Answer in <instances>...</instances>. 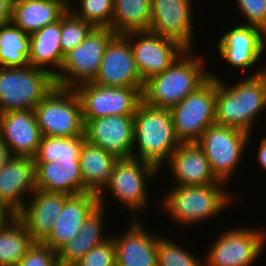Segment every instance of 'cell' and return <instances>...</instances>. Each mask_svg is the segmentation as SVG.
<instances>
[{
    "mask_svg": "<svg viewBox=\"0 0 266 266\" xmlns=\"http://www.w3.org/2000/svg\"><path fill=\"white\" fill-rule=\"evenodd\" d=\"M193 52L185 50L165 71L144 82L142 101L145 104L171 109L210 77L204 57Z\"/></svg>",
    "mask_w": 266,
    "mask_h": 266,
    "instance_id": "cell-1",
    "label": "cell"
},
{
    "mask_svg": "<svg viewBox=\"0 0 266 266\" xmlns=\"http://www.w3.org/2000/svg\"><path fill=\"white\" fill-rule=\"evenodd\" d=\"M92 82L105 87L144 86L125 35L116 34L107 44L98 74Z\"/></svg>",
    "mask_w": 266,
    "mask_h": 266,
    "instance_id": "cell-15",
    "label": "cell"
},
{
    "mask_svg": "<svg viewBox=\"0 0 266 266\" xmlns=\"http://www.w3.org/2000/svg\"><path fill=\"white\" fill-rule=\"evenodd\" d=\"M60 3H62L68 10H70L72 8V4L75 2H77L78 0H58ZM73 1V2H71Z\"/></svg>",
    "mask_w": 266,
    "mask_h": 266,
    "instance_id": "cell-44",
    "label": "cell"
},
{
    "mask_svg": "<svg viewBox=\"0 0 266 266\" xmlns=\"http://www.w3.org/2000/svg\"><path fill=\"white\" fill-rule=\"evenodd\" d=\"M118 158L87 140L81 149L79 163L84 193L99 194L111 180Z\"/></svg>",
    "mask_w": 266,
    "mask_h": 266,
    "instance_id": "cell-26",
    "label": "cell"
},
{
    "mask_svg": "<svg viewBox=\"0 0 266 266\" xmlns=\"http://www.w3.org/2000/svg\"><path fill=\"white\" fill-rule=\"evenodd\" d=\"M16 215L0 202V229L11 221Z\"/></svg>",
    "mask_w": 266,
    "mask_h": 266,
    "instance_id": "cell-43",
    "label": "cell"
},
{
    "mask_svg": "<svg viewBox=\"0 0 266 266\" xmlns=\"http://www.w3.org/2000/svg\"><path fill=\"white\" fill-rule=\"evenodd\" d=\"M167 163L174 182L176 181L174 185L207 186L220 182L197 143H181Z\"/></svg>",
    "mask_w": 266,
    "mask_h": 266,
    "instance_id": "cell-22",
    "label": "cell"
},
{
    "mask_svg": "<svg viewBox=\"0 0 266 266\" xmlns=\"http://www.w3.org/2000/svg\"><path fill=\"white\" fill-rule=\"evenodd\" d=\"M159 174L160 171L156 167L138 158H118L111 180L98 194L100 206H105L104 197L109 191L118 202L130 209L131 213L141 214L139 210H145L150 204L146 184Z\"/></svg>",
    "mask_w": 266,
    "mask_h": 266,
    "instance_id": "cell-6",
    "label": "cell"
},
{
    "mask_svg": "<svg viewBox=\"0 0 266 266\" xmlns=\"http://www.w3.org/2000/svg\"><path fill=\"white\" fill-rule=\"evenodd\" d=\"M67 10L58 0L13 1L10 22L23 32L31 34L59 21Z\"/></svg>",
    "mask_w": 266,
    "mask_h": 266,
    "instance_id": "cell-23",
    "label": "cell"
},
{
    "mask_svg": "<svg viewBox=\"0 0 266 266\" xmlns=\"http://www.w3.org/2000/svg\"><path fill=\"white\" fill-rule=\"evenodd\" d=\"M73 266H116V249L110 237L99 246L93 247Z\"/></svg>",
    "mask_w": 266,
    "mask_h": 266,
    "instance_id": "cell-37",
    "label": "cell"
},
{
    "mask_svg": "<svg viewBox=\"0 0 266 266\" xmlns=\"http://www.w3.org/2000/svg\"><path fill=\"white\" fill-rule=\"evenodd\" d=\"M34 241L15 216L0 229V266H17Z\"/></svg>",
    "mask_w": 266,
    "mask_h": 266,
    "instance_id": "cell-31",
    "label": "cell"
},
{
    "mask_svg": "<svg viewBox=\"0 0 266 266\" xmlns=\"http://www.w3.org/2000/svg\"><path fill=\"white\" fill-rule=\"evenodd\" d=\"M222 186L226 185L221 181L207 186L175 185L166 193L160 205L176 225L190 227L211 217L213 219L226 210L231 202L233 204L234 195Z\"/></svg>",
    "mask_w": 266,
    "mask_h": 266,
    "instance_id": "cell-3",
    "label": "cell"
},
{
    "mask_svg": "<svg viewBox=\"0 0 266 266\" xmlns=\"http://www.w3.org/2000/svg\"><path fill=\"white\" fill-rule=\"evenodd\" d=\"M250 137L251 133L214 123L205 129L196 143L204 152L216 178L227 184L241 164Z\"/></svg>",
    "mask_w": 266,
    "mask_h": 266,
    "instance_id": "cell-7",
    "label": "cell"
},
{
    "mask_svg": "<svg viewBox=\"0 0 266 266\" xmlns=\"http://www.w3.org/2000/svg\"><path fill=\"white\" fill-rule=\"evenodd\" d=\"M30 34L11 22L0 25V66L27 67L29 65Z\"/></svg>",
    "mask_w": 266,
    "mask_h": 266,
    "instance_id": "cell-32",
    "label": "cell"
},
{
    "mask_svg": "<svg viewBox=\"0 0 266 266\" xmlns=\"http://www.w3.org/2000/svg\"><path fill=\"white\" fill-rule=\"evenodd\" d=\"M100 206L98 194L92 192L69 196L63 210L54 222V228L42 242L58 252L67 242L76 237L84 221Z\"/></svg>",
    "mask_w": 266,
    "mask_h": 266,
    "instance_id": "cell-20",
    "label": "cell"
},
{
    "mask_svg": "<svg viewBox=\"0 0 266 266\" xmlns=\"http://www.w3.org/2000/svg\"><path fill=\"white\" fill-rule=\"evenodd\" d=\"M216 79L211 76L194 92L169 109L175 134L181 143H196L215 123Z\"/></svg>",
    "mask_w": 266,
    "mask_h": 266,
    "instance_id": "cell-8",
    "label": "cell"
},
{
    "mask_svg": "<svg viewBox=\"0 0 266 266\" xmlns=\"http://www.w3.org/2000/svg\"><path fill=\"white\" fill-rule=\"evenodd\" d=\"M235 3L247 21L243 25L258 27L266 33V0H236Z\"/></svg>",
    "mask_w": 266,
    "mask_h": 266,
    "instance_id": "cell-39",
    "label": "cell"
},
{
    "mask_svg": "<svg viewBox=\"0 0 266 266\" xmlns=\"http://www.w3.org/2000/svg\"><path fill=\"white\" fill-rule=\"evenodd\" d=\"M193 0H151L149 31L194 50Z\"/></svg>",
    "mask_w": 266,
    "mask_h": 266,
    "instance_id": "cell-13",
    "label": "cell"
},
{
    "mask_svg": "<svg viewBox=\"0 0 266 266\" xmlns=\"http://www.w3.org/2000/svg\"><path fill=\"white\" fill-rule=\"evenodd\" d=\"M17 266H59L57 252L42 242H34Z\"/></svg>",
    "mask_w": 266,
    "mask_h": 266,
    "instance_id": "cell-38",
    "label": "cell"
},
{
    "mask_svg": "<svg viewBox=\"0 0 266 266\" xmlns=\"http://www.w3.org/2000/svg\"><path fill=\"white\" fill-rule=\"evenodd\" d=\"M55 86L54 77L44 69L0 66V114L34 110Z\"/></svg>",
    "mask_w": 266,
    "mask_h": 266,
    "instance_id": "cell-4",
    "label": "cell"
},
{
    "mask_svg": "<svg viewBox=\"0 0 266 266\" xmlns=\"http://www.w3.org/2000/svg\"><path fill=\"white\" fill-rule=\"evenodd\" d=\"M116 35L111 28H94L86 40L64 55L60 71L54 76L60 88L73 89L92 82L98 74L107 44Z\"/></svg>",
    "mask_w": 266,
    "mask_h": 266,
    "instance_id": "cell-9",
    "label": "cell"
},
{
    "mask_svg": "<svg viewBox=\"0 0 266 266\" xmlns=\"http://www.w3.org/2000/svg\"><path fill=\"white\" fill-rule=\"evenodd\" d=\"M29 65L53 77L60 71L64 54L60 45V20L30 34Z\"/></svg>",
    "mask_w": 266,
    "mask_h": 266,
    "instance_id": "cell-25",
    "label": "cell"
},
{
    "mask_svg": "<svg viewBox=\"0 0 266 266\" xmlns=\"http://www.w3.org/2000/svg\"><path fill=\"white\" fill-rule=\"evenodd\" d=\"M228 229L208 249L204 266H251L261 256L266 231L244 226Z\"/></svg>",
    "mask_w": 266,
    "mask_h": 266,
    "instance_id": "cell-11",
    "label": "cell"
},
{
    "mask_svg": "<svg viewBox=\"0 0 266 266\" xmlns=\"http://www.w3.org/2000/svg\"><path fill=\"white\" fill-rule=\"evenodd\" d=\"M12 157L8 145L0 137V169L8 162Z\"/></svg>",
    "mask_w": 266,
    "mask_h": 266,
    "instance_id": "cell-42",
    "label": "cell"
},
{
    "mask_svg": "<svg viewBox=\"0 0 266 266\" xmlns=\"http://www.w3.org/2000/svg\"><path fill=\"white\" fill-rule=\"evenodd\" d=\"M94 28L92 24L78 18L71 10H67L60 19L62 53L65 55L84 42Z\"/></svg>",
    "mask_w": 266,
    "mask_h": 266,
    "instance_id": "cell-34",
    "label": "cell"
},
{
    "mask_svg": "<svg viewBox=\"0 0 266 266\" xmlns=\"http://www.w3.org/2000/svg\"><path fill=\"white\" fill-rule=\"evenodd\" d=\"M35 191L34 159L12 156L0 169V202L17 215L26 204L24 195Z\"/></svg>",
    "mask_w": 266,
    "mask_h": 266,
    "instance_id": "cell-18",
    "label": "cell"
},
{
    "mask_svg": "<svg viewBox=\"0 0 266 266\" xmlns=\"http://www.w3.org/2000/svg\"><path fill=\"white\" fill-rule=\"evenodd\" d=\"M134 114L111 115L85 124L86 140L117 158L132 157Z\"/></svg>",
    "mask_w": 266,
    "mask_h": 266,
    "instance_id": "cell-16",
    "label": "cell"
},
{
    "mask_svg": "<svg viewBox=\"0 0 266 266\" xmlns=\"http://www.w3.org/2000/svg\"><path fill=\"white\" fill-rule=\"evenodd\" d=\"M243 78L244 132L252 128L260 113L266 109V66Z\"/></svg>",
    "mask_w": 266,
    "mask_h": 266,
    "instance_id": "cell-33",
    "label": "cell"
},
{
    "mask_svg": "<svg viewBox=\"0 0 266 266\" xmlns=\"http://www.w3.org/2000/svg\"><path fill=\"white\" fill-rule=\"evenodd\" d=\"M232 26L218 39L217 50L229 65L246 72L256 66L265 53L266 33L243 22Z\"/></svg>",
    "mask_w": 266,
    "mask_h": 266,
    "instance_id": "cell-14",
    "label": "cell"
},
{
    "mask_svg": "<svg viewBox=\"0 0 266 266\" xmlns=\"http://www.w3.org/2000/svg\"><path fill=\"white\" fill-rule=\"evenodd\" d=\"M151 0H114L111 29L117 35L149 31Z\"/></svg>",
    "mask_w": 266,
    "mask_h": 266,
    "instance_id": "cell-29",
    "label": "cell"
},
{
    "mask_svg": "<svg viewBox=\"0 0 266 266\" xmlns=\"http://www.w3.org/2000/svg\"><path fill=\"white\" fill-rule=\"evenodd\" d=\"M79 3V9H73ZM70 10L95 28H111L114 0H78ZM74 10V11H73Z\"/></svg>",
    "mask_w": 266,
    "mask_h": 266,
    "instance_id": "cell-35",
    "label": "cell"
},
{
    "mask_svg": "<svg viewBox=\"0 0 266 266\" xmlns=\"http://www.w3.org/2000/svg\"><path fill=\"white\" fill-rule=\"evenodd\" d=\"M85 136L45 137L39 144L34 162H58L62 167L80 166L79 158Z\"/></svg>",
    "mask_w": 266,
    "mask_h": 266,
    "instance_id": "cell-30",
    "label": "cell"
},
{
    "mask_svg": "<svg viewBox=\"0 0 266 266\" xmlns=\"http://www.w3.org/2000/svg\"><path fill=\"white\" fill-rule=\"evenodd\" d=\"M202 260L177 242L163 236L159 238L157 266H204Z\"/></svg>",
    "mask_w": 266,
    "mask_h": 266,
    "instance_id": "cell-36",
    "label": "cell"
},
{
    "mask_svg": "<svg viewBox=\"0 0 266 266\" xmlns=\"http://www.w3.org/2000/svg\"><path fill=\"white\" fill-rule=\"evenodd\" d=\"M180 144L169 109L154 108L142 101L134 113L132 157L161 171Z\"/></svg>",
    "mask_w": 266,
    "mask_h": 266,
    "instance_id": "cell-2",
    "label": "cell"
},
{
    "mask_svg": "<svg viewBox=\"0 0 266 266\" xmlns=\"http://www.w3.org/2000/svg\"><path fill=\"white\" fill-rule=\"evenodd\" d=\"M34 112L42 136H85L81 103L74 89L55 86Z\"/></svg>",
    "mask_w": 266,
    "mask_h": 266,
    "instance_id": "cell-5",
    "label": "cell"
},
{
    "mask_svg": "<svg viewBox=\"0 0 266 266\" xmlns=\"http://www.w3.org/2000/svg\"><path fill=\"white\" fill-rule=\"evenodd\" d=\"M106 207L99 206L84 221L78 235L57 252L59 266H73L93 247L101 245L110 238L103 231Z\"/></svg>",
    "mask_w": 266,
    "mask_h": 266,
    "instance_id": "cell-24",
    "label": "cell"
},
{
    "mask_svg": "<svg viewBox=\"0 0 266 266\" xmlns=\"http://www.w3.org/2000/svg\"><path fill=\"white\" fill-rule=\"evenodd\" d=\"M16 215L34 242H43L54 228L69 195L36 190Z\"/></svg>",
    "mask_w": 266,
    "mask_h": 266,
    "instance_id": "cell-21",
    "label": "cell"
},
{
    "mask_svg": "<svg viewBox=\"0 0 266 266\" xmlns=\"http://www.w3.org/2000/svg\"><path fill=\"white\" fill-rule=\"evenodd\" d=\"M215 73L216 79L215 123L244 131L243 80L229 85Z\"/></svg>",
    "mask_w": 266,
    "mask_h": 266,
    "instance_id": "cell-28",
    "label": "cell"
},
{
    "mask_svg": "<svg viewBox=\"0 0 266 266\" xmlns=\"http://www.w3.org/2000/svg\"><path fill=\"white\" fill-rule=\"evenodd\" d=\"M0 137L12 156L33 158L42 134L34 110H17L0 114Z\"/></svg>",
    "mask_w": 266,
    "mask_h": 266,
    "instance_id": "cell-19",
    "label": "cell"
},
{
    "mask_svg": "<svg viewBox=\"0 0 266 266\" xmlns=\"http://www.w3.org/2000/svg\"><path fill=\"white\" fill-rule=\"evenodd\" d=\"M36 190L69 196L84 193L80 166L62 167L58 162H34Z\"/></svg>",
    "mask_w": 266,
    "mask_h": 266,
    "instance_id": "cell-27",
    "label": "cell"
},
{
    "mask_svg": "<svg viewBox=\"0 0 266 266\" xmlns=\"http://www.w3.org/2000/svg\"><path fill=\"white\" fill-rule=\"evenodd\" d=\"M144 86L105 87L86 82L74 87L84 123L99 117L134 114L142 102Z\"/></svg>",
    "mask_w": 266,
    "mask_h": 266,
    "instance_id": "cell-10",
    "label": "cell"
},
{
    "mask_svg": "<svg viewBox=\"0 0 266 266\" xmlns=\"http://www.w3.org/2000/svg\"><path fill=\"white\" fill-rule=\"evenodd\" d=\"M12 0H0V25L10 22Z\"/></svg>",
    "mask_w": 266,
    "mask_h": 266,
    "instance_id": "cell-40",
    "label": "cell"
},
{
    "mask_svg": "<svg viewBox=\"0 0 266 266\" xmlns=\"http://www.w3.org/2000/svg\"><path fill=\"white\" fill-rule=\"evenodd\" d=\"M132 220L123 235L110 236L115 244L116 266H157L161 236L147 232L136 216Z\"/></svg>",
    "mask_w": 266,
    "mask_h": 266,
    "instance_id": "cell-17",
    "label": "cell"
},
{
    "mask_svg": "<svg viewBox=\"0 0 266 266\" xmlns=\"http://www.w3.org/2000/svg\"><path fill=\"white\" fill-rule=\"evenodd\" d=\"M125 36L143 82L165 71L186 50L177 42L151 31L130 32Z\"/></svg>",
    "mask_w": 266,
    "mask_h": 266,
    "instance_id": "cell-12",
    "label": "cell"
},
{
    "mask_svg": "<svg viewBox=\"0 0 266 266\" xmlns=\"http://www.w3.org/2000/svg\"><path fill=\"white\" fill-rule=\"evenodd\" d=\"M257 162L261 169L266 171V136H264L259 143V150L257 154Z\"/></svg>",
    "mask_w": 266,
    "mask_h": 266,
    "instance_id": "cell-41",
    "label": "cell"
}]
</instances>
